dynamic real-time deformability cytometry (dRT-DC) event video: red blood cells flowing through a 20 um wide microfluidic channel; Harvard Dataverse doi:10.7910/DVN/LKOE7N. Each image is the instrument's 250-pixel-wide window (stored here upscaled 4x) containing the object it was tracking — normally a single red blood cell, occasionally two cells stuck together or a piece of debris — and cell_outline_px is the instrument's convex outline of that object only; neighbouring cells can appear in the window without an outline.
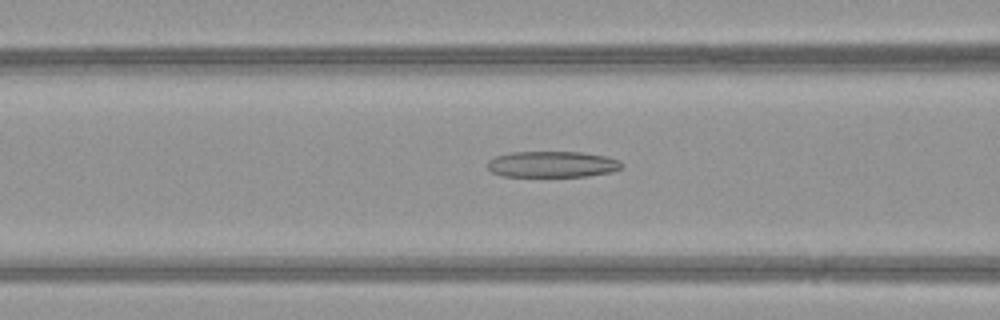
{"species": "common noctule bat (a hibernating species)", "species_latin": "Nyctalus noctula", "temperature_condition": "warm", "stored_images_in_passage": 50, "camera_frame_rate_fps": 3000, "um_per_image_px": 0.085, "animal": {"sex": "female", "body_mass_g": 21.9}, "frame": {"image": 1, "passage_image": 22, "time_ms": 7.0, "image_size_px": [1000, 320], "cell_outline_px": [[624, 164], [620, 168], [612, 172], [588, 176], [500, 176], [492, 172], [488, 168], [488, 160], [496, 156], [512, 152], [580, 152], [608, 156], [620, 160]], "centroid_in_image_um": [46.97, 13.96], "position_along_channel_um": 119.6, "area_um2": 20.52}}
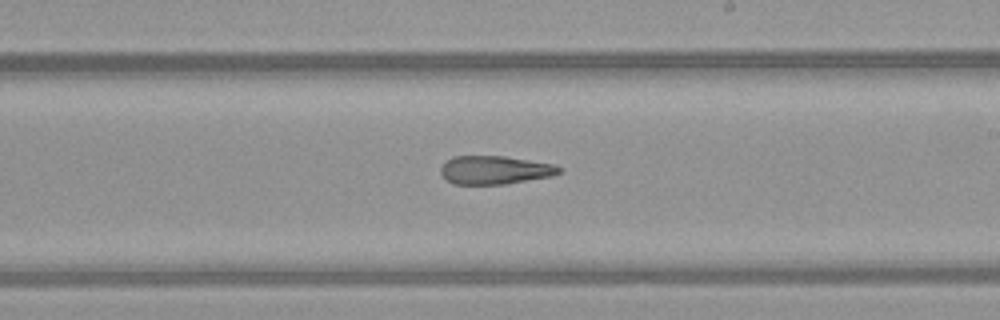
{"frame": {"image": 2, "passage_image": 31, "time_ms": 10.0, "image_size_px": [1000, 320], "cell_outline_px": [[560, 172], [552, 176], [504, 184], [452, 184], [444, 180], [440, 172], [440, 168], [452, 156], [504, 156], [556, 164], [560, 168]], "centroid_in_image_um": [42.03, 14.45], "position_along_channel_um": 247.0, "area_um2": 19.65}}
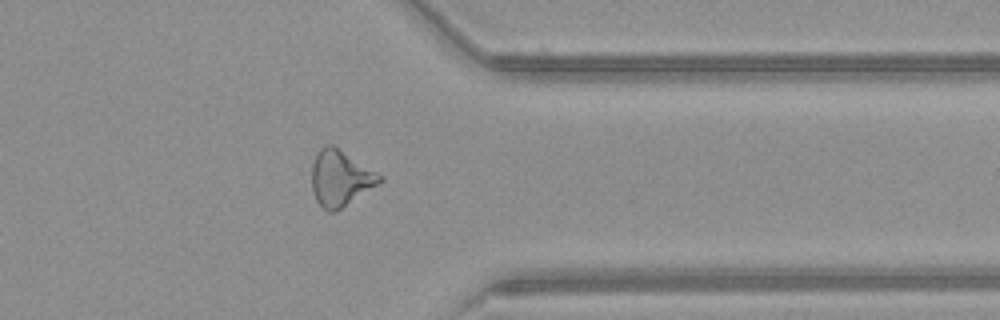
{"frame": {"image": 3, "passage_image": 41, "time_ms": 13.333, "image_size_px": [1000, 320], "cell_outline_px": [[384, 180], [336, 212], [328, 212], [316, 200], [312, 192], [312, 164], [316, 152], [320, 148], [328, 144], [332, 144], [384, 176]], "centroid_in_image_um": [28.92, 15.14], "position_along_channel_um": 382.5, "area_um2": 22.14}, "authors_computed_cell_mechanics": {"area_um2": 22.1085, "velocity_mm_per_s": 4.2327, "shape_relaxation_time_tau1_ms": null, "shape_relaxation_time_tau2_ms": 2.8711, "deformation_change_tau1": null, "deformation_change_tau2": 0.1463}}